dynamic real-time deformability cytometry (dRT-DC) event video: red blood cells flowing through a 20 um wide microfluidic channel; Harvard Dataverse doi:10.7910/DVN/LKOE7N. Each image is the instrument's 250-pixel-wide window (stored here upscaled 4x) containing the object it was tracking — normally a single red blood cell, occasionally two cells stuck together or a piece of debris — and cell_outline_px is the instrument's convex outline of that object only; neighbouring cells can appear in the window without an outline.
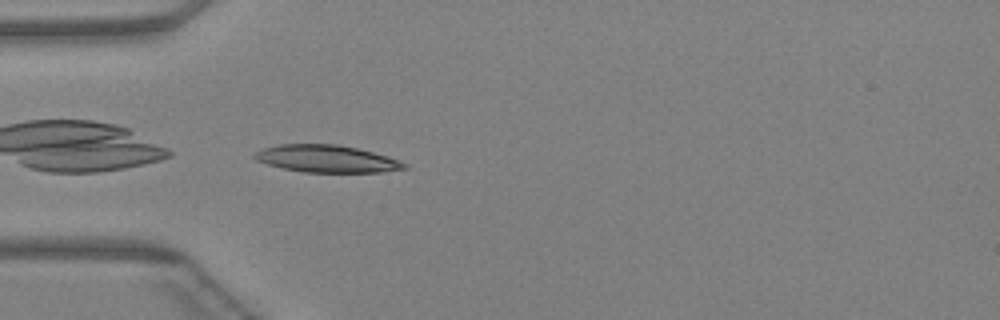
{"species": "Egyptian fruit bat (a non-hibernating species)", "species_latin": "Rousettus aegyptiacus", "temperature_condition": "warm", "stored_images_in_passage": 33, "camera_frame_rate_fps": 3000, "um_per_image_px": 0.085, "animal": {"sex": "female"}, "frame": {"image": 1, "passage_image": 1, "time_ms": 0.0, "image_size_px": [1000, 320], "cell_outline_px": [[408, 168], [384, 172], [304, 172], [284, 168], [268, 164], [256, 160], [252, 156], [256, 152], [264, 148], [280, 144], [336, 144], [356, 148], [388, 156], [400, 160], [408, 164]], "centroid_in_image_um": [27.81, 13.5], "position_along_channel_um": 57.2, "area_um2": 23.7}}
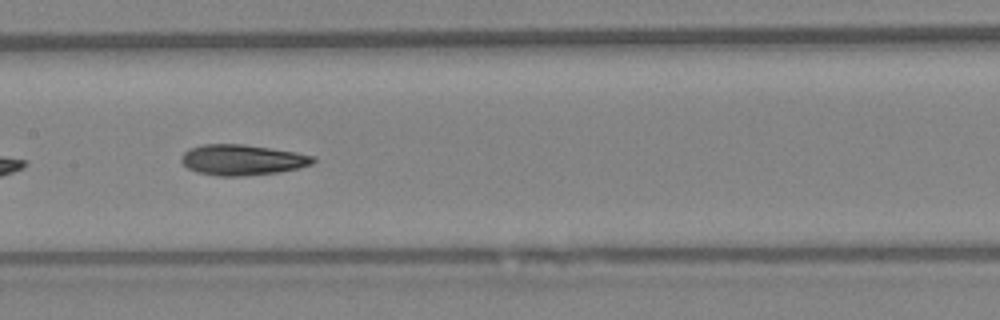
{"frame": {"image": 2, "passage_image": 10, "time_ms": 3.0, "image_size_px": [1000, 320], "cell_outline_px": [[316, 160], [312, 164], [300, 168], [280, 172], [244, 176], [216, 176], [196, 172], [188, 168], [180, 160], [180, 156], [188, 148], [204, 144], [240, 144], [296, 152], [316, 156]], "centroid_in_image_um": [20.59, 13.6], "position_along_channel_um": 186.8, "area_um2": 23.7}}
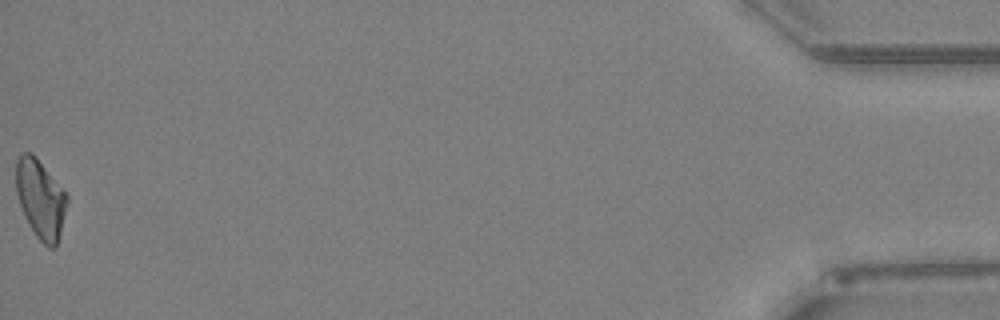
{"frame": {"image": 3, "passage_image": 33, "time_ms": 10.667, "image_size_px": [1000, 320], "cell_outline_px": [[68, 204], [56, 248], [48, 248], [36, 236], [20, 204], [16, 192], [16, 160], [24, 152], [32, 152], [36, 156], [68, 196]], "centroid_in_image_um": [3.46, 16.9], "position_along_channel_um": 431.7, "area_um2": 23.12}}